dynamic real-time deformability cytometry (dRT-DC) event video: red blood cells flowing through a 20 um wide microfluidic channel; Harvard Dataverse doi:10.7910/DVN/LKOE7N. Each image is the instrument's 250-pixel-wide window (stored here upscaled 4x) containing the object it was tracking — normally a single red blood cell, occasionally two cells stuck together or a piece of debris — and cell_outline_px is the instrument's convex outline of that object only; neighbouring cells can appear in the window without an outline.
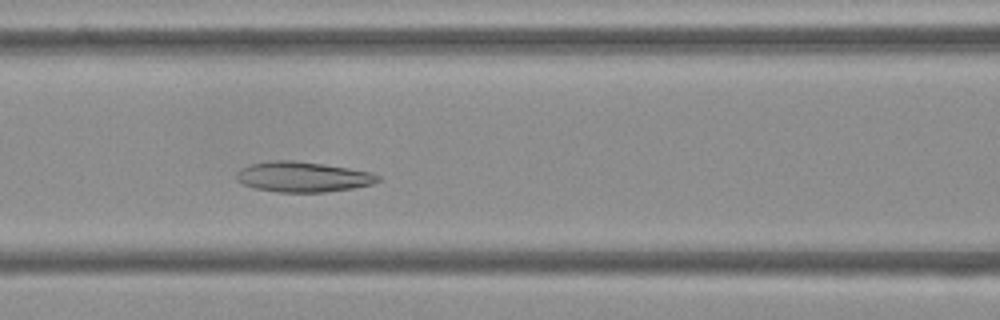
{"species": "Egyptian fruit bat (a non-hibernating species)", "species_latin": "Rousettus aegyptiacus", "temperature_condition": "cold", "stored_images_in_passage": 43, "camera_frame_rate_fps": 3000, "um_per_image_px": 0.085, "frame": {"image": 1, "passage_image": 12, "time_ms": 3.667, "image_size_px": [1000, 320], "cell_outline_px": [[380, 180], [372, 184], [352, 188], [324, 192], [280, 192], [252, 188], [236, 180], [236, 172], [240, 168], [252, 164], [268, 160], [292, 160], [324, 164], [372, 172], [380, 176]], "centroid_in_image_um": [25.71, 15.03], "position_along_channel_um": 140.9, "area_um2": 25.03}}
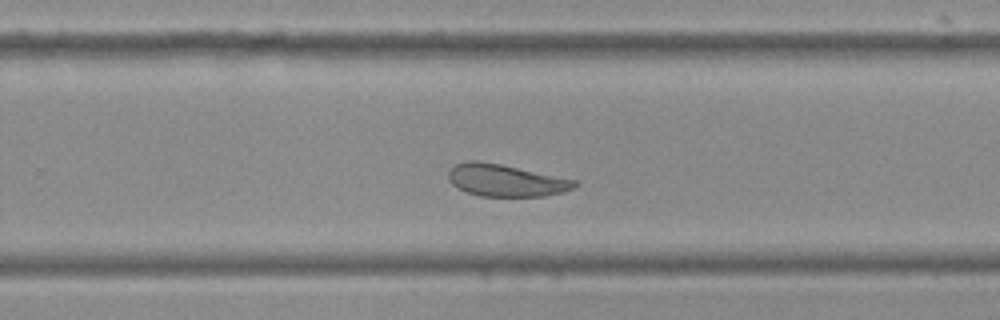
{"frame": {"image": 2, "passage_image": 24, "time_ms": 7.667, "image_size_px": [1000, 320], "cell_outline_px": [[576, 184], [572, 188], [564, 192], [544, 196], [480, 196], [456, 188], [448, 180], [448, 172], [456, 164], [468, 160], [476, 160], [500, 164], [576, 180]], "centroid_in_image_um": [42.94, 15.33], "position_along_channel_um": 286.9, "area_um2": 23.41}}
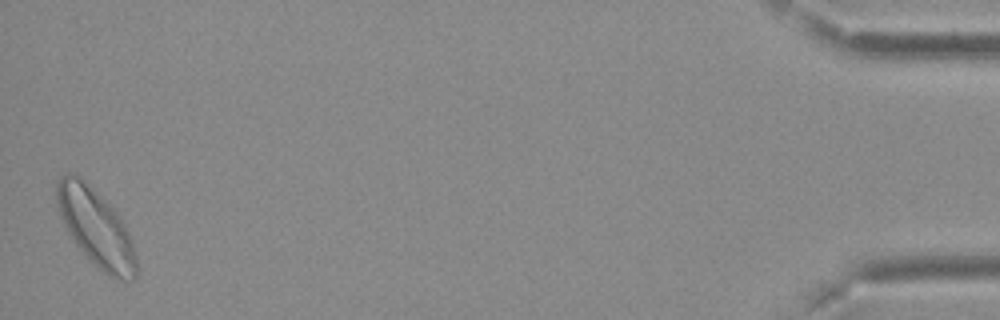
{"frame": {"image": 3, "passage_image": 43, "time_ms": 14.0, "image_size_px": [1000, 320], "cell_outline_px": [[136, 276], [132, 280], [124, 280], [108, 276], [76, 244], [68, 232], [60, 216], [56, 204], [56, 184], [60, 176], [68, 172], [76, 172], [124, 220], [136, 256]], "centroid_in_image_um": [8.13, 19.3], "position_along_channel_um": 427.1, "area_um2": 35.43}, "authors_computed_cell_mechanics": {"area_um2": 26.1256, "velocity_mm_per_s": 3.6574, "shape_relaxation_time_tau1_ms": null, "shape_relaxation_time_tau2_ms": 3.6331, "deformation_change_tau1": null, "deformation_change_tau2": 0.1149}}